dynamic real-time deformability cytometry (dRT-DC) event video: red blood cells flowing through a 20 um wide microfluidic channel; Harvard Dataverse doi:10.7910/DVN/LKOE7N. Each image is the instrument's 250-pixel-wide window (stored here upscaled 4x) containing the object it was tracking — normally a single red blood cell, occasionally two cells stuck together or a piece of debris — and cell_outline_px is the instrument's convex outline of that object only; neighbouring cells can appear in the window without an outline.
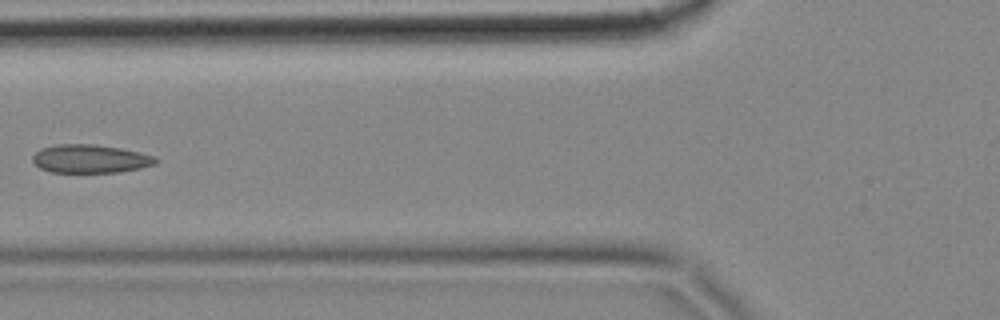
{"species": "common noctule bat (a hibernating species)", "species_latin": "Nyctalus noctula", "temperature_condition": "cold", "stored_images_in_passage": 7, "camera_frame_rate_fps": 3000, "um_per_image_px": 0.085, "animal": {"sex": "female", "body_mass_g": 18.4}, "frame": {"image": 1, "passage_image": 5, "time_ms": 1.333, "image_size_px": [1000, 320], "cell_outline_px": [[160, 160], [156, 164], [140, 168], [120, 172], [52, 172], [40, 168], [32, 160], [32, 156], [40, 148], [56, 144], [92, 144], [120, 148], [156, 156]], "centroid_in_image_um": [7.69, 13.49], "position_along_channel_um": 118.1, "area_um2": 20.4}}
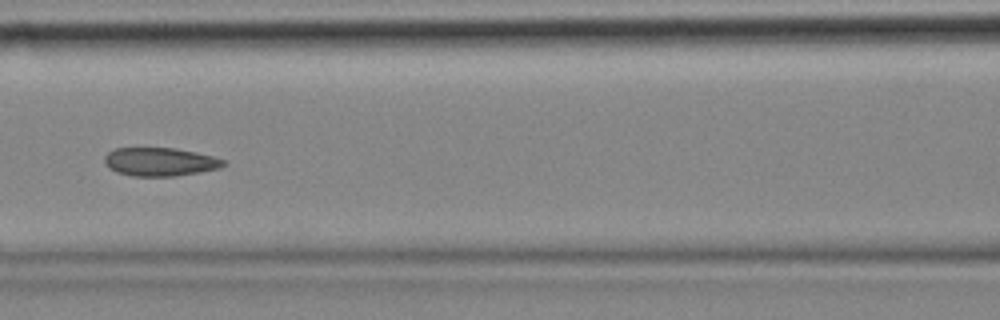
{"frame": {"image": 2, "passage_image": 6, "time_ms": 1.667, "image_size_px": [1000, 320], "cell_outline_px": [[228, 164], [220, 168], [200, 172], [172, 176], [132, 176], [116, 172], [108, 168], [104, 164], [104, 156], [108, 152], [116, 148], [176, 148], [196, 152], [228, 160]], "centroid_in_image_um": [13.62, 13.75], "position_along_channel_um": 153.0, "area_um2": 19.94}}